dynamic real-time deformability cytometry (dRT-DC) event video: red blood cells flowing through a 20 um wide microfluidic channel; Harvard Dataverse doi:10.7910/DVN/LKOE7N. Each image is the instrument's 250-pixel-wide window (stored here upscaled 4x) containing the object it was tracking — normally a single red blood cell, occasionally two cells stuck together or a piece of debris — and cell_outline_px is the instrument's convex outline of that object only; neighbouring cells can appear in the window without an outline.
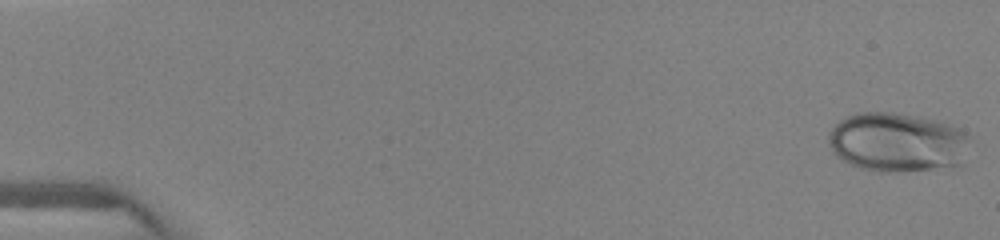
{"species": "human", "species_latin": "Homo sapiens", "temperature_condition": "warm", "stored_images_in_passage": 12, "camera_frame_rate_fps": 3000, "um_per_image_px": 0.085, "donor": {"sex": "female"}, "frame": {"image": 1, "passage_image": 1, "time_ms": 0.0, "image_size_px": [1000, 240], "cell_outline_px": [[968, 136], [960, 164], [932, 168], [888, 172], [880, 172], [860, 168], [836, 156], [832, 152], [828, 144], [828, 132], [840, 120], [848, 116], [860, 112], [892, 112], [920, 116], [940, 120], [960, 128]], "centroid_in_image_um": [76.2, 12.06], "position_along_channel_um": 8.8, "area_um2": 48.44}}
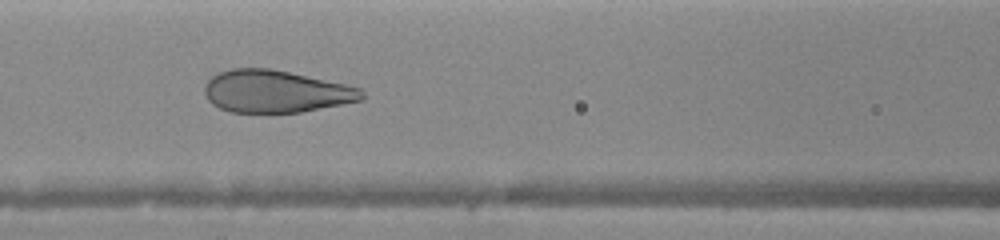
{"frame": {"image": 2, "passage_image": 11, "time_ms": 6.667, "image_size_px": [1000, 240], "cell_outline_px": [[364, 96], [360, 100], [300, 112], [228, 112], [212, 104], [208, 100], [204, 92], [204, 88], [208, 80], [212, 76], [220, 72], [232, 68], [268, 68], [348, 84], [360, 88], [364, 92]], "centroid_in_image_um": [23.41, 7.77], "position_along_channel_um": 143.2, "area_um2": 38.55}}